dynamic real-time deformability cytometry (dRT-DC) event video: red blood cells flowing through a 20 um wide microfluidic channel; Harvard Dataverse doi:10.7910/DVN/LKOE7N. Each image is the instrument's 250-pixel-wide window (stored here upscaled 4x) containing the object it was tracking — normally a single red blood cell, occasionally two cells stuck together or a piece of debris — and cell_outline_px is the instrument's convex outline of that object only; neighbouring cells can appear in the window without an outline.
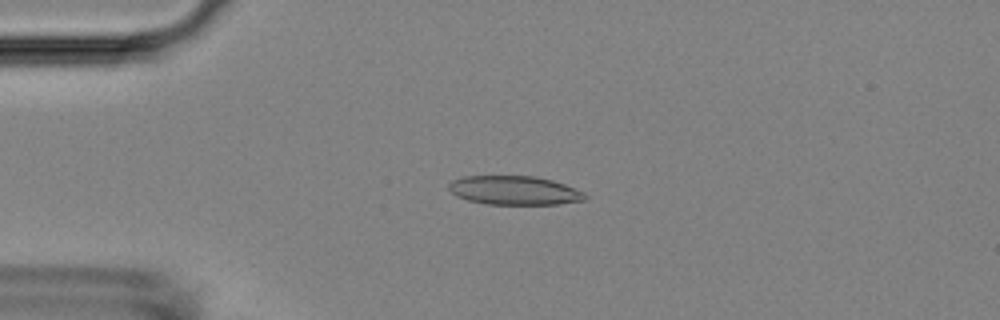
{"species": "Egyptian fruit bat (a non-hibernating species)", "species_latin": "Rousettus aegyptiacus", "temperature_condition": "room temperature", "stored_images_in_passage": 52, "camera_frame_rate_fps": 3000, "um_per_image_px": 0.085, "animal": {"sex": "female"}, "frame": {"image": 1, "passage_image": 12, "time_ms": 3.667, "image_size_px": [1000, 320], "cell_outline_px": [[588, 196], [584, 200], [560, 204], [484, 204], [468, 200], [456, 196], [448, 188], [448, 184], [452, 180], [464, 176], [536, 176], [552, 180], [564, 184], [584, 192]], "centroid_in_image_um": [43.71, 16.18], "position_along_channel_um": 41.3, "area_um2": 23.0}}
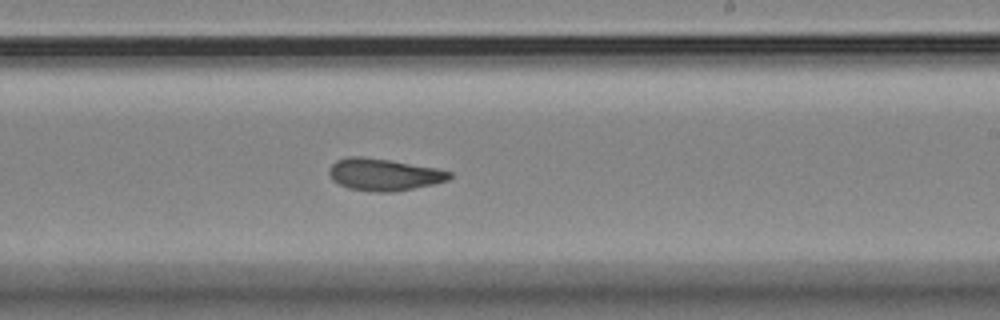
{"frame": {"image": 2, "passage_image": 31, "time_ms": 10.0, "image_size_px": [1000, 320], "cell_outline_px": [[452, 176], [448, 180], [432, 184], [396, 192], [372, 192], [348, 188], [332, 180], [328, 172], [328, 168], [336, 160], [348, 156], [364, 156], [436, 168], [452, 172]], "centroid_in_image_um": [32.59, 14.84], "position_along_channel_um": 256.4, "area_um2": 22.54}}
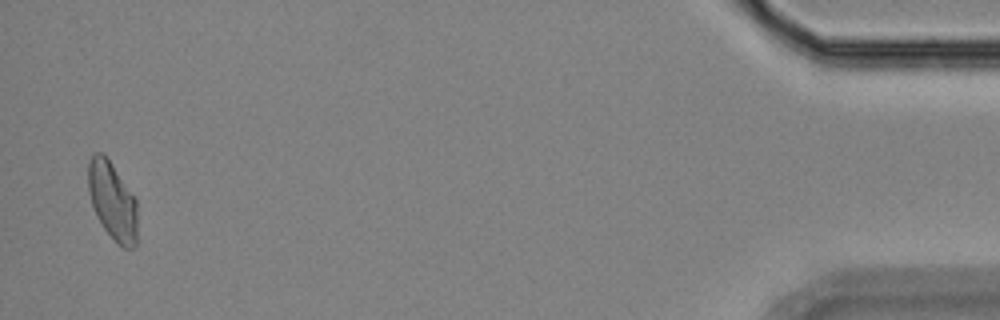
{"frame": {"image": 3, "passage_image": 51, "time_ms": 16.667, "image_size_px": [1000, 320], "cell_outline_px": [[136, 244], [132, 248], [124, 248], [116, 244], [104, 228], [92, 204], [88, 192], [88, 160], [96, 152], [104, 152], [136, 200]], "centroid_in_image_um": [9.54, 17.07], "position_along_channel_um": 425.7, "area_um2": 22.08}, "authors_computed_cell_mechanics": {"area_um2": 22.5998, "velocity_mm_per_s": 3.7702, "shape_relaxation_time_tau1_ms": 5.6042, "shape_relaxation_time_tau2_ms": 2.293, "deformation_change_tau1": 0.1433, "deformation_change_tau2": 0.0722}}